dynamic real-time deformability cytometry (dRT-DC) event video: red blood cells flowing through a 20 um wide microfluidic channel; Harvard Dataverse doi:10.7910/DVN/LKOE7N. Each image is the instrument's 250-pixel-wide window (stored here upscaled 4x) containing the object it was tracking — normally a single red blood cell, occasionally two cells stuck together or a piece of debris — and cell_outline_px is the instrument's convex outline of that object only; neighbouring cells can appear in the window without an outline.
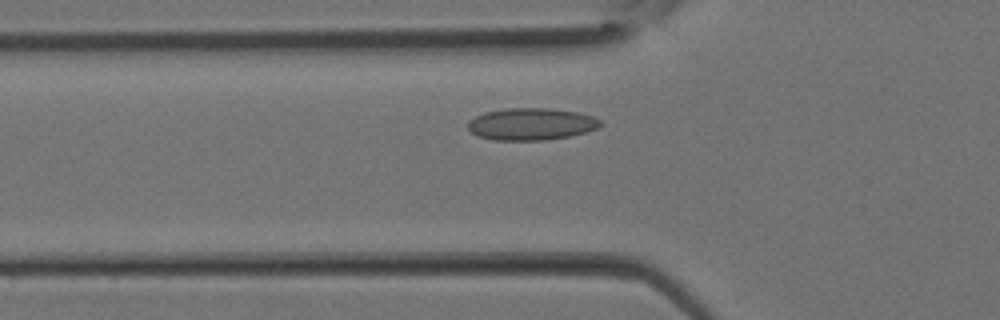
{"species": "Egyptian fruit bat (a non-hibernating species)", "species_latin": "Rousettus aegyptiacus", "temperature_condition": "room temperature", "stored_images_in_passage": 26, "camera_frame_rate_fps": 3000, "um_per_image_px": 0.085, "animal": {"sex": "female"}, "frame": {"image": 1, "passage_image": 6, "time_ms": 1.667, "image_size_px": [1000, 320], "cell_outline_px": [[604, 124], [588, 132], [568, 136], [544, 140], [492, 140], [476, 136], [468, 128], [468, 120], [484, 112], [504, 108], [548, 108], [576, 112], [592, 116], [600, 120]], "centroid_in_image_um": [45.13, 10.54], "position_along_channel_um": 80.7, "area_um2": 24.85}}
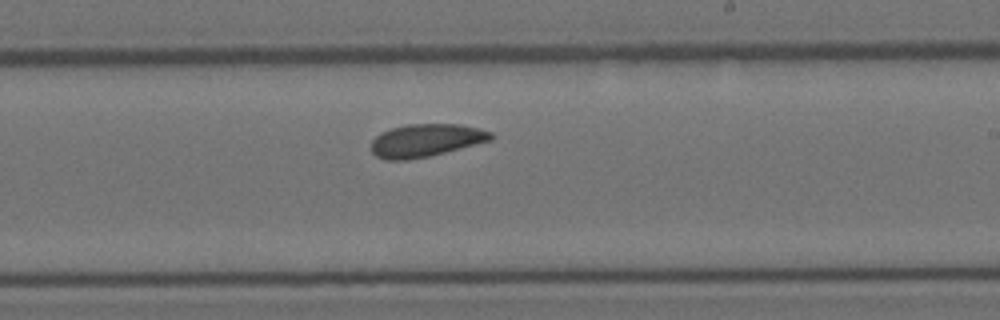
{"frame": {"image": 2, "passage_image": 14, "time_ms": 4.333, "image_size_px": [1000, 320], "cell_outline_px": [[496, 136], [492, 140], [428, 156], [408, 160], [384, 160], [376, 156], [372, 152], [372, 140], [380, 132], [392, 128], [408, 124], [460, 124], [492, 132]], "centroid_in_image_um": [36.19, 11.93], "position_along_channel_um": 252.8, "area_um2": 22.83}}
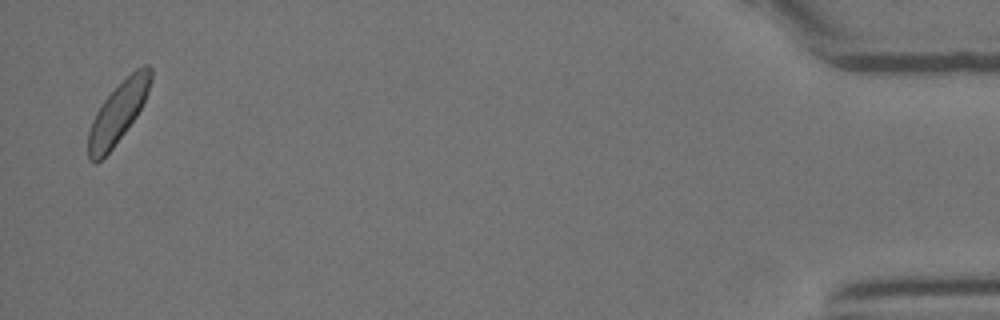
{"frame": {"image": 3, "passage_image": 26, "time_ms": 8.333, "image_size_px": [1000, 320], "cell_outline_px": [[152, 80], [148, 92], [136, 116], [112, 148], [96, 164], [92, 164], [88, 160], [88, 132], [92, 120], [96, 112], [104, 100], [136, 68], [144, 64], [148, 64], [152, 68]], "centroid_in_image_um": [10.02, 9.58], "position_along_channel_um": 425.2, "area_um2": 21.73}}